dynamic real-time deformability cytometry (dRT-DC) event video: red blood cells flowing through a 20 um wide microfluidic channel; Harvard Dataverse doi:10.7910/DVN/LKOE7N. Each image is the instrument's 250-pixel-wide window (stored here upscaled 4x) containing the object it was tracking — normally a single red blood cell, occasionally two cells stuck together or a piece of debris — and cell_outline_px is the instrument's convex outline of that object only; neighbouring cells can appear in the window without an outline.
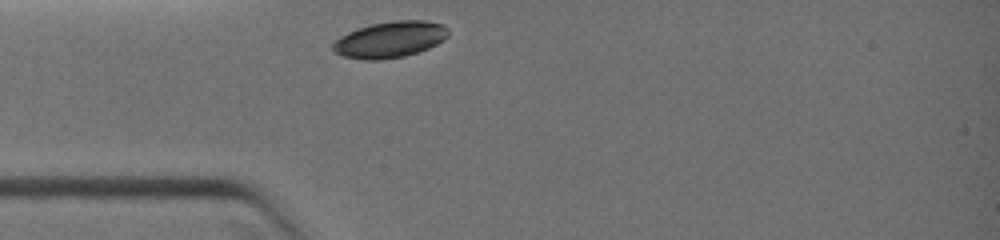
{"species": "common noctule bat (a hibernating species)", "species_latin": "Nyctalus noctula", "temperature_condition": "warm", "stored_images_in_passage": 4, "camera_frame_rate_fps": 3000, "um_per_image_px": 0.085, "animal": {"sex": "female", "body_mass_g": 19.0, "forearm_length_mm": 51.5}, "frame": {"image": 1, "passage_image": 1, "time_ms": 0.0, "image_size_px": [1000, 240], "cell_outline_px": [[448, 36], [444, 40], [428, 48], [404, 56], [380, 60], [364, 60], [344, 56], [332, 52], [332, 44], [340, 36], [348, 32], [372, 24], [396, 20], [424, 20], [440, 24], [448, 28]], "centroid_in_image_um": [33.13, 3.37], "position_along_channel_um": 51.9, "area_um2": 24.22}}
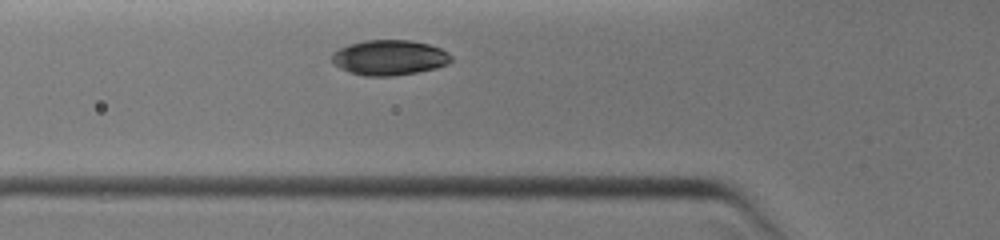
{"frame": {"image": 2, "passage_image": 4, "time_ms": 1.0, "image_size_px": [1000, 240], "cell_outline_px": [[452, 60], [448, 64], [436, 68], [416, 72], [392, 76], [364, 76], [348, 72], [332, 64], [332, 52], [348, 44], [364, 40], [408, 40], [428, 44], [440, 48], [448, 52], [452, 56]], "centroid_in_image_um": [33.07, 4.9], "position_along_channel_um": 92.7, "area_um2": 24.62}}